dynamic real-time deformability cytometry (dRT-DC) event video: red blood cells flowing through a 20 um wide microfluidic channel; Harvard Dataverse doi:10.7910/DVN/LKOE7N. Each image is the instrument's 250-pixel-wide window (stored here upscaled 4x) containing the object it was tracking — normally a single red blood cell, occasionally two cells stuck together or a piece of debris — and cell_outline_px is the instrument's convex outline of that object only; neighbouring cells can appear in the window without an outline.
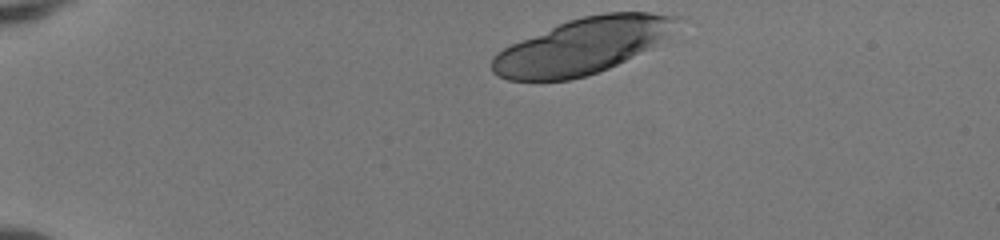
{"species": "human", "species_latin": "Homo sapiens", "temperature_condition": "room temperature", "stored_images_in_passage": 13, "camera_frame_rate_fps": 3000, "um_per_image_px": 0.085, "donor": {"sex": "female"}, "frame": {"image": 1, "passage_image": 1, "time_ms": 0.0, "image_size_px": [1000, 240], "cell_outline_px": [[684, 16], [668, 36], [648, 48], [608, 68], [584, 76], [568, 80], [508, 80], [492, 72], [492, 56], [496, 52], [512, 44], [568, 20], [584, 16], [604, 12], [648, 12]], "centroid_in_image_um": [49.52, 3.89], "position_along_channel_um": 35.5, "area_um2": 59.19}}